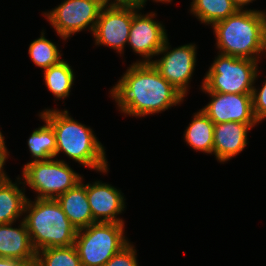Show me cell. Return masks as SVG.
<instances>
[{
    "label": "cell",
    "instance_id": "6da1fadb",
    "mask_svg": "<svg viewBox=\"0 0 266 266\" xmlns=\"http://www.w3.org/2000/svg\"><path fill=\"white\" fill-rule=\"evenodd\" d=\"M110 92L120 111L135 117L165 111L185 97L152 63H133Z\"/></svg>",
    "mask_w": 266,
    "mask_h": 266
},
{
    "label": "cell",
    "instance_id": "7a4b0ae2",
    "mask_svg": "<svg viewBox=\"0 0 266 266\" xmlns=\"http://www.w3.org/2000/svg\"><path fill=\"white\" fill-rule=\"evenodd\" d=\"M56 135V156L62 151L79 164L107 173L105 150L90 127L75 121L67 110L47 109L39 115Z\"/></svg>",
    "mask_w": 266,
    "mask_h": 266
},
{
    "label": "cell",
    "instance_id": "3957f363",
    "mask_svg": "<svg viewBox=\"0 0 266 266\" xmlns=\"http://www.w3.org/2000/svg\"><path fill=\"white\" fill-rule=\"evenodd\" d=\"M33 203V204H32ZM23 219L36 252L41 249L74 245L77 229L69 221L56 199L27 201Z\"/></svg>",
    "mask_w": 266,
    "mask_h": 266
},
{
    "label": "cell",
    "instance_id": "277c9868",
    "mask_svg": "<svg viewBox=\"0 0 266 266\" xmlns=\"http://www.w3.org/2000/svg\"><path fill=\"white\" fill-rule=\"evenodd\" d=\"M220 54L258 60L266 52L257 10H238L213 25Z\"/></svg>",
    "mask_w": 266,
    "mask_h": 266
},
{
    "label": "cell",
    "instance_id": "5b68a950",
    "mask_svg": "<svg viewBox=\"0 0 266 266\" xmlns=\"http://www.w3.org/2000/svg\"><path fill=\"white\" fill-rule=\"evenodd\" d=\"M128 243L124 223L95 222L77 231L74 246L82 266H104Z\"/></svg>",
    "mask_w": 266,
    "mask_h": 266
},
{
    "label": "cell",
    "instance_id": "8992f818",
    "mask_svg": "<svg viewBox=\"0 0 266 266\" xmlns=\"http://www.w3.org/2000/svg\"><path fill=\"white\" fill-rule=\"evenodd\" d=\"M258 61L219 54L202 82L205 92L252 94Z\"/></svg>",
    "mask_w": 266,
    "mask_h": 266
},
{
    "label": "cell",
    "instance_id": "52a82bcc",
    "mask_svg": "<svg viewBox=\"0 0 266 266\" xmlns=\"http://www.w3.org/2000/svg\"><path fill=\"white\" fill-rule=\"evenodd\" d=\"M23 184L39 195L36 198L56 199L75 187L82 177L62 160L31 161L23 167Z\"/></svg>",
    "mask_w": 266,
    "mask_h": 266
},
{
    "label": "cell",
    "instance_id": "ba28073f",
    "mask_svg": "<svg viewBox=\"0 0 266 266\" xmlns=\"http://www.w3.org/2000/svg\"><path fill=\"white\" fill-rule=\"evenodd\" d=\"M102 7L99 0H64L54 10L44 14L57 34L66 40L88 26L93 33Z\"/></svg>",
    "mask_w": 266,
    "mask_h": 266
},
{
    "label": "cell",
    "instance_id": "9c48e42d",
    "mask_svg": "<svg viewBox=\"0 0 266 266\" xmlns=\"http://www.w3.org/2000/svg\"><path fill=\"white\" fill-rule=\"evenodd\" d=\"M168 50L167 38L157 53V55L164 54V56L158 60H152L151 63L164 79L185 96L196 65V47L188 44Z\"/></svg>",
    "mask_w": 266,
    "mask_h": 266
},
{
    "label": "cell",
    "instance_id": "30bf717a",
    "mask_svg": "<svg viewBox=\"0 0 266 266\" xmlns=\"http://www.w3.org/2000/svg\"><path fill=\"white\" fill-rule=\"evenodd\" d=\"M133 6L102 7L93 36L96 45H106L122 53L128 42Z\"/></svg>",
    "mask_w": 266,
    "mask_h": 266
},
{
    "label": "cell",
    "instance_id": "8fae6325",
    "mask_svg": "<svg viewBox=\"0 0 266 266\" xmlns=\"http://www.w3.org/2000/svg\"><path fill=\"white\" fill-rule=\"evenodd\" d=\"M142 8L133 6V18L127 43L135 53L145 58L144 61H137V63H151L150 59L163 47L167 35L162 24L153 20L155 13L138 14Z\"/></svg>",
    "mask_w": 266,
    "mask_h": 266
},
{
    "label": "cell",
    "instance_id": "7c38bea8",
    "mask_svg": "<svg viewBox=\"0 0 266 266\" xmlns=\"http://www.w3.org/2000/svg\"><path fill=\"white\" fill-rule=\"evenodd\" d=\"M211 101L201 109L214 123H258L253 113L252 94L207 92Z\"/></svg>",
    "mask_w": 266,
    "mask_h": 266
},
{
    "label": "cell",
    "instance_id": "4fadbf2b",
    "mask_svg": "<svg viewBox=\"0 0 266 266\" xmlns=\"http://www.w3.org/2000/svg\"><path fill=\"white\" fill-rule=\"evenodd\" d=\"M86 194L96 222L124 223L117 218L125 208V199L119 190L109 184L96 181L92 185L86 184Z\"/></svg>",
    "mask_w": 266,
    "mask_h": 266
},
{
    "label": "cell",
    "instance_id": "5bb4252c",
    "mask_svg": "<svg viewBox=\"0 0 266 266\" xmlns=\"http://www.w3.org/2000/svg\"><path fill=\"white\" fill-rule=\"evenodd\" d=\"M257 123L225 122L214 124L213 154L219 162H226L247 145L248 130Z\"/></svg>",
    "mask_w": 266,
    "mask_h": 266
},
{
    "label": "cell",
    "instance_id": "9a60e30c",
    "mask_svg": "<svg viewBox=\"0 0 266 266\" xmlns=\"http://www.w3.org/2000/svg\"><path fill=\"white\" fill-rule=\"evenodd\" d=\"M12 224H0V257L20 261L35 257L36 251L24 221H21L19 228L11 227Z\"/></svg>",
    "mask_w": 266,
    "mask_h": 266
},
{
    "label": "cell",
    "instance_id": "2e32d148",
    "mask_svg": "<svg viewBox=\"0 0 266 266\" xmlns=\"http://www.w3.org/2000/svg\"><path fill=\"white\" fill-rule=\"evenodd\" d=\"M56 200L62 207L69 221L77 230L87 228L89 225L96 222L93 219L86 194V185H84L82 181L64 194L59 195Z\"/></svg>",
    "mask_w": 266,
    "mask_h": 266
},
{
    "label": "cell",
    "instance_id": "e0dca14e",
    "mask_svg": "<svg viewBox=\"0 0 266 266\" xmlns=\"http://www.w3.org/2000/svg\"><path fill=\"white\" fill-rule=\"evenodd\" d=\"M185 141L197 151L213 153L214 123L200 110L185 130Z\"/></svg>",
    "mask_w": 266,
    "mask_h": 266
},
{
    "label": "cell",
    "instance_id": "ac0fdd59",
    "mask_svg": "<svg viewBox=\"0 0 266 266\" xmlns=\"http://www.w3.org/2000/svg\"><path fill=\"white\" fill-rule=\"evenodd\" d=\"M11 180L0 183V224L14 223L24 213L27 198Z\"/></svg>",
    "mask_w": 266,
    "mask_h": 266
},
{
    "label": "cell",
    "instance_id": "d6986e66",
    "mask_svg": "<svg viewBox=\"0 0 266 266\" xmlns=\"http://www.w3.org/2000/svg\"><path fill=\"white\" fill-rule=\"evenodd\" d=\"M191 12L205 24H214L235 14L238 8L232 0H193Z\"/></svg>",
    "mask_w": 266,
    "mask_h": 266
},
{
    "label": "cell",
    "instance_id": "ffe728a7",
    "mask_svg": "<svg viewBox=\"0 0 266 266\" xmlns=\"http://www.w3.org/2000/svg\"><path fill=\"white\" fill-rule=\"evenodd\" d=\"M46 123L35 129L30 135L27 143L33 161L48 160L56 157V135L52 126Z\"/></svg>",
    "mask_w": 266,
    "mask_h": 266
},
{
    "label": "cell",
    "instance_id": "44dd1931",
    "mask_svg": "<svg viewBox=\"0 0 266 266\" xmlns=\"http://www.w3.org/2000/svg\"><path fill=\"white\" fill-rule=\"evenodd\" d=\"M45 84L56 98L63 99L68 97L74 82V73L71 66L61 60L57 65L44 70Z\"/></svg>",
    "mask_w": 266,
    "mask_h": 266
},
{
    "label": "cell",
    "instance_id": "7402d4cb",
    "mask_svg": "<svg viewBox=\"0 0 266 266\" xmlns=\"http://www.w3.org/2000/svg\"><path fill=\"white\" fill-rule=\"evenodd\" d=\"M28 50L32 61L44 70L63 60L60 59L62 54L57 46L45 38L44 32H41L40 38L31 42Z\"/></svg>",
    "mask_w": 266,
    "mask_h": 266
},
{
    "label": "cell",
    "instance_id": "603a6c76",
    "mask_svg": "<svg viewBox=\"0 0 266 266\" xmlns=\"http://www.w3.org/2000/svg\"><path fill=\"white\" fill-rule=\"evenodd\" d=\"M36 256L41 266H82L74 245L41 249Z\"/></svg>",
    "mask_w": 266,
    "mask_h": 266
},
{
    "label": "cell",
    "instance_id": "cb8c5ba5",
    "mask_svg": "<svg viewBox=\"0 0 266 266\" xmlns=\"http://www.w3.org/2000/svg\"><path fill=\"white\" fill-rule=\"evenodd\" d=\"M104 266H139L136 260V250L128 243L113 255Z\"/></svg>",
    "mask_w": 266,
    "mask_h": 266
},
{
    "label": "cell",
    "instance_id": "d4e9b609",
    "mask_svg": "<svg viewBox=\"0 0 266 266\" xmlns=\"http://www.w3.org/2000/svg\"><path fill=\"white\" fill-rule=\"evenodd\" d=\"M252 103L254 117L259 123L266 118V80L263 82V87L259 91L254 87Z\"/></svg>",
    "mask_w": 266,
    "mask_h": 266
},
{
    "label": "cell",
    "instance_id": "484cf974",
    "mask_svg": "<svg viewBox=\"0 0 266 266\" xmlns=\"http://www.w3.org/2000/svg\"><path fill=\"white\" fill-rule=\"evenodd\" d=\"M8 151L5 146V141L0 142V183L10 180V178L3 171V166L7 159Z\"/></svg>",
    "mask_w": 266,
    "mask_h": 266
},
{
    "label": "cell",
    "instance_id": "4316f807",
    "mask_svg": "<svg viewBox=\"0 0 266 266\" xmlns=\"http://www.w3.org/2000/svg\"><path fill=\"white\" fill-rule=\"evenodd\" d=\"M103 7L108 6H135V0H115L112 3L110 0H99ZM109 4V5H108Z\"/></svg>",
    "mask_w": 266,
    "mask_h": 266
},
{
    "label": "cell",
    "instance_id": "83f0119b",
    "mask_svg": "<svg viewBox=\"0 0 266 266\" xmlns=\"http://www.w3.org/2000/svg\"><path fill=\"white\" fill-rule=\"evenodd\" d=\"M18 266H41V263L39 261V259L37 258V256L29 259V260H25V261H20L18 260Z\"/></svg>",
    "mask_w": 266,
    "mask_h": 266
},
{
    "label": "cell",
    "instance_id": "f1b7e54d",
    "mask_svg": "<svg viewBox=\"0 0 266 266\" xmlns=\"http://www.w3.org/2000/svg\"><path fill=\"white\" fill-rule=\"evenodd\" d=\"M259 15L261 18V24H262V37H263V41H264V45H265V49H266V14L264 11H259Z\"/></svg>",
    "mask_w": 266,
    "mask_h": 266
},
{
    "label": "cell",
    "instance_id": "f546056e",
    "mask_svg": "<svg viewBox=\"0 0 266 266\" xmlns=\"http://www.w3.org/2000/svg\"><path fill=\"white\" fill-rule=\"evenodd\" d=\"M0 266H18V260L0 257Z\"/></svg>",
    "mask_w": 266,
    "mask_h": 266
},
{
    "label": "cell",
    "instance_id": "4dcf8cb0",
    "mask_svg": "<svg viewBox=\"0 0 266 266\" xmlns=\"http://www.w3.org/2000/svg\"><path fill=\"white\" fill-rule=\"evenodd\" d=\"M234 5L238 8V10H243V6L249 4L250 2L254 0H232Z\"/></svg>",
    "mask_w": 266,
    "mask_h": 266
},
{
    "label": "cell",
    "instance_id": "1f68e13d",
    "mask_svg": "<svg viewBox=\"0 0 266 266\" xmlns=\"http://www.w3.org/2000/svg\"><path fill=\"white\" fill-rule=\"evenodd\" d=\"M147 0H135V6H140L143 7L146 3ZM154 1V0H153ZM171 2V0H155V2Z\"/></svg>",
    "mask_w": 266,
    "mask_h": 266
},
{
    "label": "cell",
    "instance_id": "d6a6232c",
    "mask_svg": "<svg viewBox=\"0 0 266 266\" xmlns=\"http://www.w3.org/2000/svg\"><path fill=\"white\" fill-rule=\"evenodd\" d=\"M3 141H4V137H3V135H2V133L0 131V142H3Z\"/></svg>",
    "mask_w": 266,
    "mask_h": 266
}]
</instances>
